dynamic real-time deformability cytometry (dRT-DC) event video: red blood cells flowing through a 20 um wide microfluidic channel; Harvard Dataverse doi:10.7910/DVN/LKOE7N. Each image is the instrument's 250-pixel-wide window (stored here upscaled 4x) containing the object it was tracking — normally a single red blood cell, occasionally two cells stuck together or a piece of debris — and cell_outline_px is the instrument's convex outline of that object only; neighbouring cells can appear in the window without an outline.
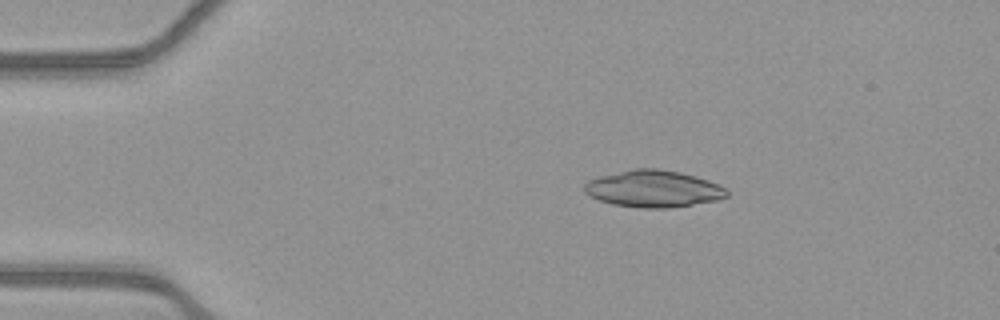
{"species": "common noctule bat (a hibernating species)", "species_latin": "Nyctalus noctula", "temperature_condition": "warm", "stored_images_in_passage": 53, "camera_frame_rate_fps": 3000, "um_per_image_px": 0.085, "animal": {"sex": "female", "body_mass_g": 21.9}, "frame": {"image": 1, "passage_image": 10, "time_ms": 3.0, "image_size_px": [1000, 320], "cell_outline_px": [[728, 196], [720, 200], [668, 208], [636, 208], [612, 204], [600, 200], [584, 192], [584, 184], [588, 180], [600, 176], [636, 168], [656, 168], [680, 172], [696, 176], [708, 180], [724, 188], [728, 192]], "centroid_in_image_um": [55.54, 16.05], "position_along_channel_um": 29.5, "area_um2": 30.58}}
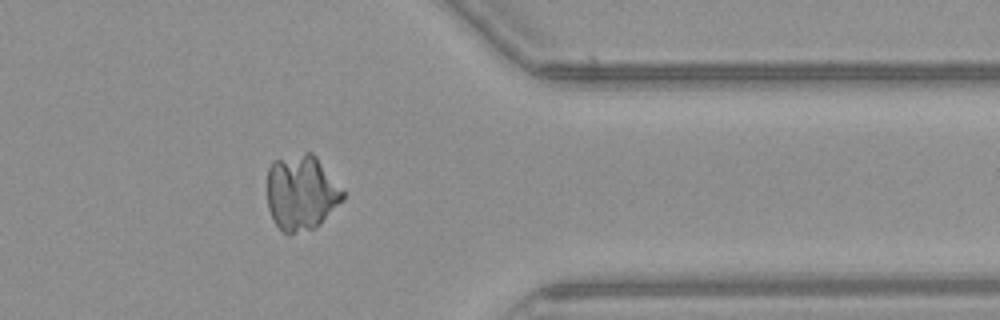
{"frame": {"image": 2, "passage_image": 43, "time_ms": 14.0, "image_size_px": [1000, 320], "cell_outline_px": [[344, 200], [316, 228], [292, 232], [284, 232], [272, 220], [268, 208], [268, 168], [272, 160], [304, 152], [312, 152], [316, 156], [344, 192]], "centroid_in_image_um": [25.61, 16.35], "position_along_channel_um": 385.8, "area_um2": 33.12}}